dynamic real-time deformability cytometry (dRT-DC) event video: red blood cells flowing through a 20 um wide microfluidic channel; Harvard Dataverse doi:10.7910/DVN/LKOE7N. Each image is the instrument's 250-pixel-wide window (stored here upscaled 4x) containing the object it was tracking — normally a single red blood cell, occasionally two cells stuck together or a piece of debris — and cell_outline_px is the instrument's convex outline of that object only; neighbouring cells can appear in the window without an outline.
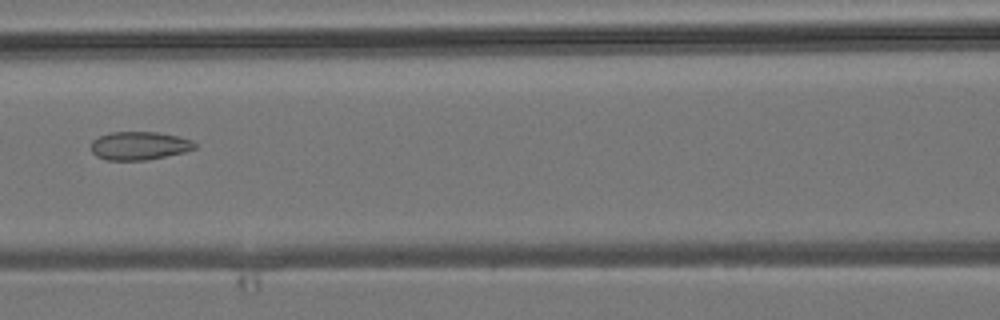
{"species": "common noctule bat (a hibernating species)", "species_latin": "Nyctalus noctula", "temperature_condition": "room temperature", "stored_images_in_passage": 6, "camera_frame_rate_fps": 3000, "um_per_image_px": 0.085, "animal": {"sex": "male", "body_mass_g": 19.2, "forearm_length_mm": 51.8}, "frame": {"image": 1, "passage_image": 6, "time_ms": 6.333, "image_size_px": [1000, 320], "cell_outline_px": [[196, 148], [184, 152], [148, 160], [104, 160], [96, 156], [92, 152], [92, 140], [100, 136], [112, 132], [156, 132], [176, 136], [192, 140], [196, 144]], "centroid_in_image_um": [11.83, 12.39], "position_along_channel_um": 154.8, "area_um2": 17.05}}